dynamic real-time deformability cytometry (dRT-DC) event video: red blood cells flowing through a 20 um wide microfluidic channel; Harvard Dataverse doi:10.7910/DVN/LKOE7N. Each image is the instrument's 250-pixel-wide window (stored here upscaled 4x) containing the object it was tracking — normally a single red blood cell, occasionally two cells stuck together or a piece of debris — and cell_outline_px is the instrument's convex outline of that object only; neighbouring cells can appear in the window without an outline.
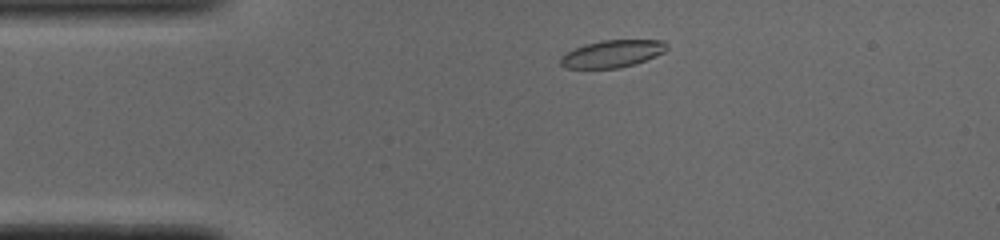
{"species": "common noctule bat (a hibernating species)", "species_latin": "Nyctalus noctula", "temperature_condition": "cold", "stored_images_in_passage": 45, "camera_frame_rate_fps": 3000, "um_per_image_px": 0.085, "animal": {"sex": "male", "body_mass_g": 19.0, "forearm_length_mm": 50.8}, "frame": {"image": 1, "passage_image": 4, "time_ms": 1.0, "image_size_px": [1000, 240], "cell_outline_px": [[668, 48], [664, 52], [656, 56], [632, 64], [616, 68], [564, 68], [560, 64], [560, 56], [584, 44], [604, 40], [664, 40], [668, 44]], "centroid_in_image_um": [52.05, 4.56], "position_along_channel_um": 33.0, "area_um2": 16.76}}
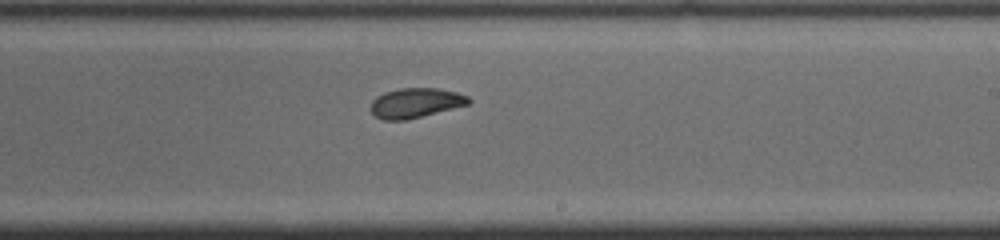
{"frame": {"image": 2, "passage_image": 24, "time_ms": 7.667, "image_size_px": [1000, 240], "cell_outline_px": [[472, 100], [468, 104], [404, 120], [384, 120], [376, 116], [372, 112], [372, 100], [376, 96], [384, 92], [400, 88], [436, 88], [456, 92], [468, 96]], "centroid_in_image_um": [35.31, 8.73], "position_along_channel_um": 253.7, "area_um2": 16.65}}
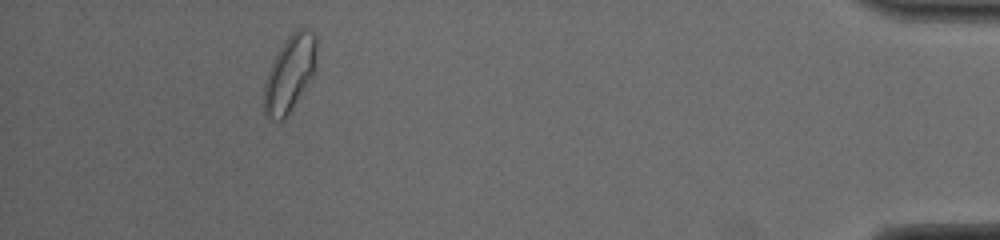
{"frame": {"image": 3, "passage_image": 41, "time_ms": 13.333, "image_size_px": [1000, 240], "cell_outline_px": [[316, 72], [312, 80], [284, 120], [272, 120], [264, 116], [264, 88], [268, 72], [276, 52], [284, 40], [296, 28], [308, 28], [316, 36]], "centroid_in_image_um": [24.65, 6.25], "position_along_channel_um": 410.6, "area_um2": 23.87}, "authors_computed_cell_mechanics": {"area_um2": 17.629, "velocity_mm_per_s": 3.8732, "shape_relaxation_time_tau1_ms": 5.0853, "shape_relaxation_time_tau2_ms": 2.3661, "deformation_change_tau1": 0.1558, "deformation_change_tau2": 0.07}}